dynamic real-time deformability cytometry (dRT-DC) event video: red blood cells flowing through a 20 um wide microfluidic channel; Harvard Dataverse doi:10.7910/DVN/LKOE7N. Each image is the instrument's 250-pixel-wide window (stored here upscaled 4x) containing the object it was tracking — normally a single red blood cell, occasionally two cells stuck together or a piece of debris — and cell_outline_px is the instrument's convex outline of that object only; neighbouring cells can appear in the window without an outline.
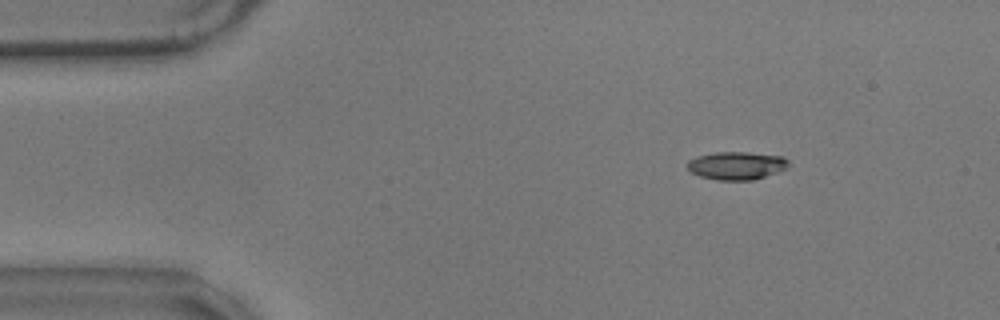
{"species": "common noctule bat (a hibernating species)", "species_latin": "Nyctalus noctula", "temperature_condition": "warm", "stored_images_in_passage": 54, "camera_frame_rate_fps": 3000, "um_per_image_px": 0.085, "animal": {"sex": "male", "body_mass_g": 17.9}, "frame": {"image": 1, "passage_image": 6, "time_ms": 1.667, "image_size_px": [1000, 320], "cell_outline_px": [[788, 164], [780, 172], [752, 180], [716, 180], [700, 176], [692, 172], [688, 168], [688, 160], [696, 156], [716, 152], [748, 152], [784, 156], [788, 160]], "centroid_in_image_um": [62.62, 14.07], "position_along_channel_um": 22.4, "area_um2": 16.53}}
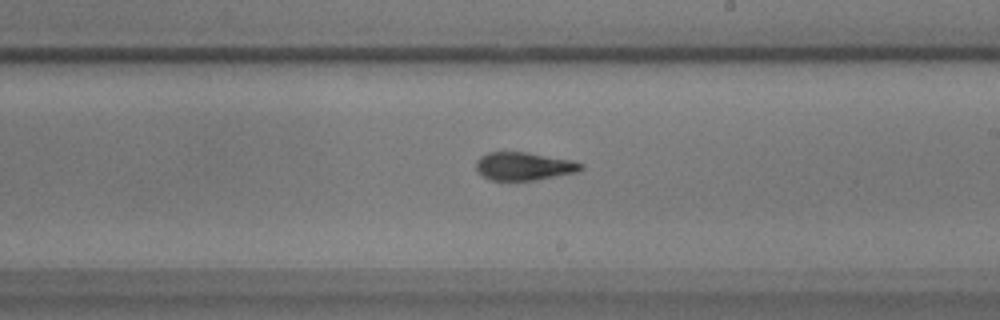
{"frame": {"image": 2, "passage_image": 31, "time_ms": 10.0, "image_size_px": [1000, 320], "cell_outline_px": [[584, 168], [576, 172], [536, 180], [492, 180], [484, 176], [476, 168], [476, 160], [480, 156], [488, 152], [528, 152], [572, 160], [584, 164]], "centroid_in_image_um": [44.55, 14.12], "position_along_channel_um": 244.4, "area_um2": 17.11}}
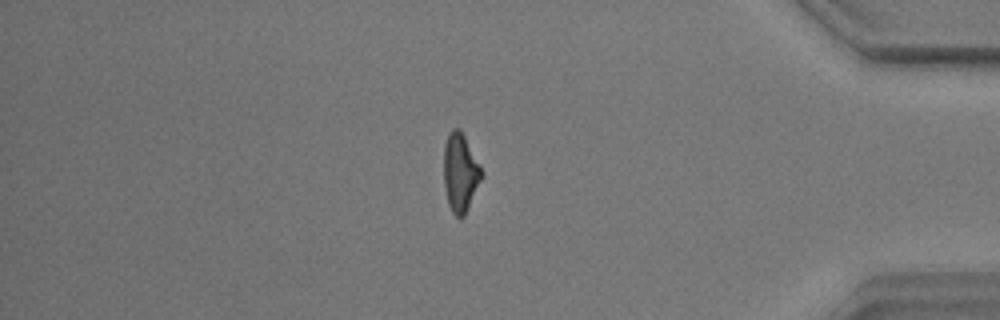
{"frame": {"image": 3, "passage_image": 47, "time_ms": 15.333, "image_size_px": [1000, 320], "cell_outline_px": [[484, 176], [464, 216], [456, 216], [452, 212], [448, 204], [444, 188], [444, 144], [448, 132], [452, 128], [460, 128], [484, 172]], "centroid_in_image_um": [39.13, 14.65], "position_along_channel_um": 396.1, "area_um2": 17.51}, "authors_computed_cell_mechanics": {"area_um2": 17.1377, "velocity_mm_per_s": 3.4836, "shape_relaxation_time_tau1_ms": 7.4805, "shape_relaxation_time_tau2_ms": 2.5211, "deformation_change_tau1": 0.2029, "deformation_change_tau2": 0.104}}